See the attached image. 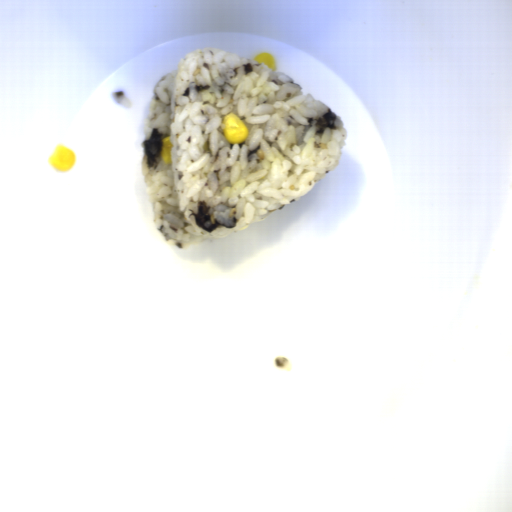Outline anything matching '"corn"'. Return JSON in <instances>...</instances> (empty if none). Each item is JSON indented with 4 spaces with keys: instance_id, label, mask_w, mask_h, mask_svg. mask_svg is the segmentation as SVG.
I'll list each match as a JSON object with an SVG mask.
<instances>
[{
    "instance_id": "obj_1",
    "label": "corn",
    "mask_w": 512,
    "mask_h": 512,
    "mask_svg": "<svg viewBox=\"0 0 512 512\" xmlns=\"http://www.w3.org/2000/svg\"><path fill=\"white\" fill-rule=\"evenodd\" d=\"M224 140L230 144L243 143L247 139L248 127L242 122L241 118L235 113H228L221 124Z\"/></svg>"
},
{
    "instance_id": "obj_2",
    "label": "corn",
    "mask_w": 512,
    "mask_h": 512,
    "mask_svg": "<svg viewBox=\"0 0 512 512\" xmlns=\"http://www.w3.org/2000/svg\"><path fill=\"white\" fill-rule=\"evenodd\" d=\"M49 162L56 171L68 172L75 164V156L70 149L60 144Z\"/></svg>"
},
{
    "instance_id": "obj_3",
    "label": "corn",
    "mask_w": 512,
    "mask_h": 512,
    "mask_svg": "<svg viewBox=\"0 0 512 512\" xmlns=\"http://www.w3.org/2000/svg\"><path fill=\"white\" fill-rule=\"evenodd\" d=\"M173 144L171 142V136H165L161 140L160 156L164 163H171V151Z\"/></svg>"
},
{
    "instance_id": "obj_4",
    "label": "corn",
    "mask_w": 512,
    "mask_h": 512,
    "mask_svg": "<svg viewBox=\"0 0 512 512\" xmlns=\"http://www.w3.org/2000/svg\"><path fill=\"white\" fill-rule=\"evenodd\" d=\"M253 61L262 62L276 71L277 64L275 61V57H273L272 54L269 52L259 53L253 59Z\"/></svg>"
}]
</instances>
